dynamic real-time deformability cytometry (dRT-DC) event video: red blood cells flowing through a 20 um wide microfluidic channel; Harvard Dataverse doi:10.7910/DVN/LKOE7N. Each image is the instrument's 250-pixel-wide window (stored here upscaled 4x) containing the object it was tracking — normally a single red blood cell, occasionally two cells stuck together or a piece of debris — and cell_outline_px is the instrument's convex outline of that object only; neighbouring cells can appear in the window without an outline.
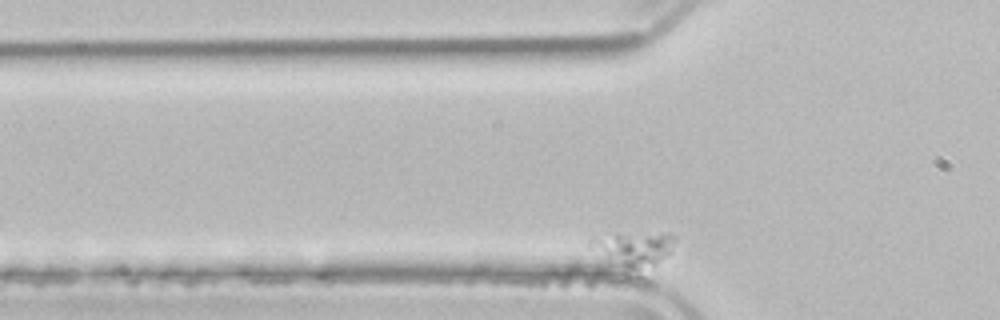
{"species": "common noctule bat (a hibernating species)", "species_latin": "Nyctalus noctula", "temperature_condition": "room temperature", "stored_images_in_passage": 44, "camera_frame_rate_fps": 3000, "um_per_image_px": 0.085, "animal": {"sex": "male", "body_mass_g": 21.5, "forearm_length_mm": 52.0}, "frame": {"image": 1, "passage_image": 2, "time_ms": 0.333, "image_size_px": [1000, 320], "cell_outline_px": [[676, 240], [672, 252], [656, 264], [636, 268], [628, 268], [608, 260], [588, 248], [588, 240], [592, 236], [616, 232], [668, 232], [676, 236]], "centroid_in_image_um": [53.84, 21.04], "position_along_channel_um": 72.0, "area_um2": 17.57}}
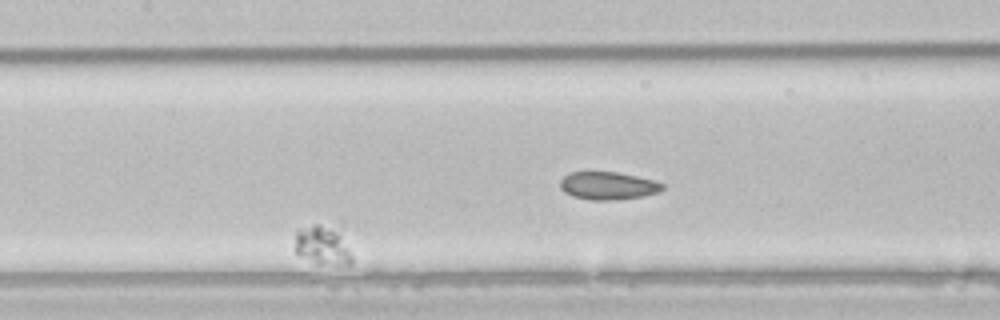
{"frame": {"image": 2, "passage_image": 15, "time_ms": 4.667, "image_size_px": [1000, 320], "cell_outline_px": [[352, 264], [320, 264], [300, 256], [296, 252], [296, 228], [316, 224], [340, 220], [344, 224], [352, 256]], "centroid_in_image_um": [27.56, 20.69], "position_along_channel_um": 179.8, "area_um2": 14.51}}
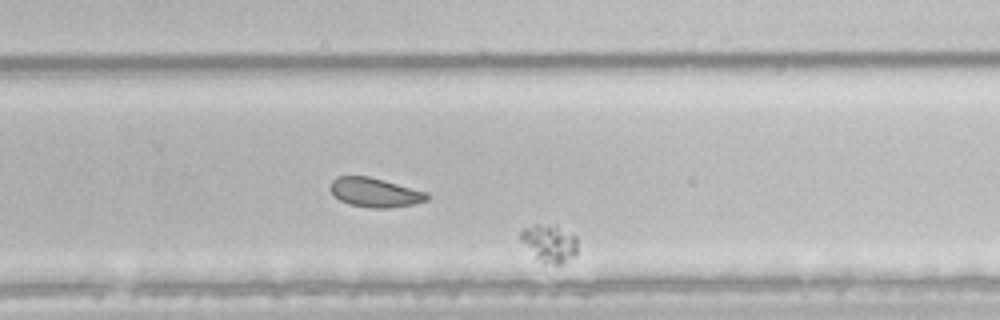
{"frame": {"image": 3, "passage_image": 26, "time_ms": 8.333, "image_size_px": [1000, 320], "cell_outline_px": [[576, 256], [560, 264], [544, 264], [520, 240], [520, 232], [524, 228], [536, 224], [556, 224], [576, 236]], "centroid_in_image_um": [46.72, 20.65], "position_along_channel_um": 283.1, "area_um2": 12.43}}